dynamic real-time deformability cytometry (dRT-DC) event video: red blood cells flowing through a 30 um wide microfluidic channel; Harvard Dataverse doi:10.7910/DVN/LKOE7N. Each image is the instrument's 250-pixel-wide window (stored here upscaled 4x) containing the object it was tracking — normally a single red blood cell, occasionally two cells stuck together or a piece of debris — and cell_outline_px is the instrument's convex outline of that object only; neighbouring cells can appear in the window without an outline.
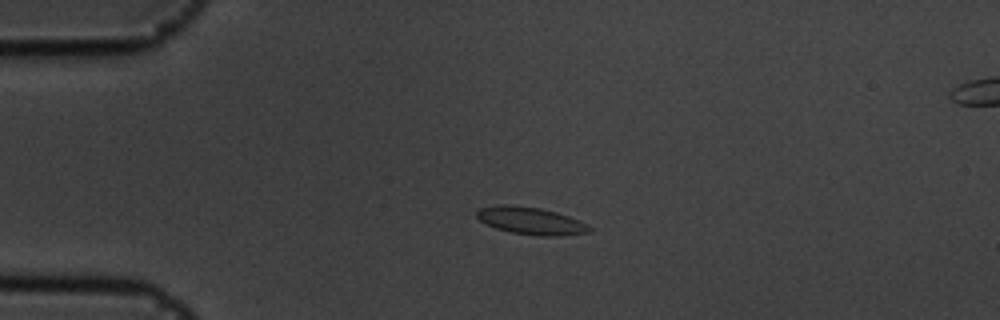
{"species": "common noctule bat (a hibernating species)", "species_latin": "Nyctalus noctula", "temperature_condition": "cold", "stored_images_in_passage": 56, "camera_frame_rate_fps": 3000, "um_per_image_px": 0.085, "animal": {"sex": "male", "body_mass_g": 19.5, "forearm_length_mm": 54.6}, "frame": {"image": 1, "passage_image": 13, "time_ms": 4.0, "image_size_px": [1000, 320], "cell_outline_px": [[592, 232], [560, 236], [540, 236], [512, 232], [496, 228], [484, 224], [476, 216], [476, 212], [480, 208], [496, 204], [508, 204], [540, 208], [556, 212], [568, 216], [592, 228]], "centroid_in_image_um": [45.08, 18.76], "position_along_channel_um": 39.9, "area_um2": 17.92}}
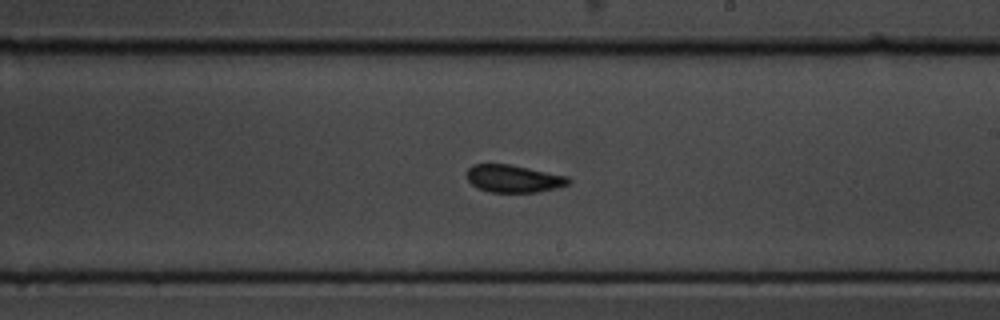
{"frame": {"image": 2, "passage_image": 33, "time_ms": 10.667, "image_size_px": [1000, 320], "cell_outline_px": [[572, 184], [556, 188], [536, 192], [488, 192], [476, 188], [468, 180], [468, 168], [472, 164], [512, 164], [568, 176], [572, 180]], "centroid_in_image_um": [43.69, 15.18], "position_along_channel_um": 245.3, "area_um2": 16.53}}
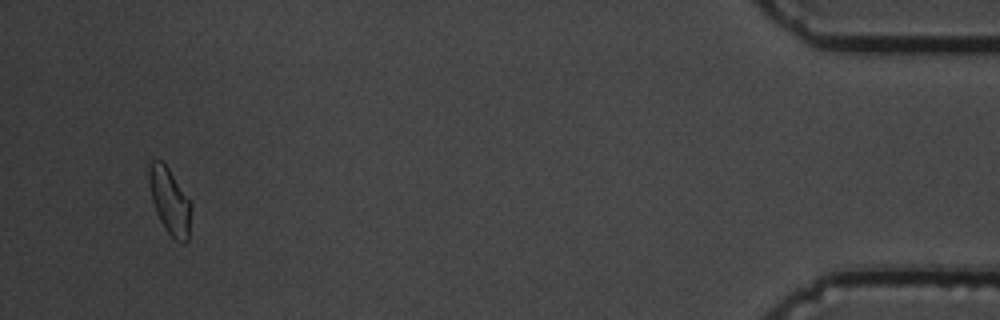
{"frame": {"image": 3, "passage_image": 54, "time_ms": 17.667, "image_size_px": [1000, 320], "cell_outline_px": [[192, 208], [188, 240], [184, 244], [176, 240], [168, 232], [160, 220], [156, 212], [152, 200], [148, 180], [148, 164], [152, 160], [160, 160], [168, 168], [192, 200]], "centroid_in_image_um": [14.45, 17.08], "position_along_channel_um": 420.7, "area_um2": 16.53}, "authors_computed_cell_mechanics": {"area_um2": 16.8198, "velocity_mm_per_s": 3.5491, "shape_relaxation_time_tau1_ms": 10.333, "shape_relaxation_time_tau2_ms": 2.6488, "deformation_change_tau1": 0.1594, "deformation_change_tau2": 0.0567}}